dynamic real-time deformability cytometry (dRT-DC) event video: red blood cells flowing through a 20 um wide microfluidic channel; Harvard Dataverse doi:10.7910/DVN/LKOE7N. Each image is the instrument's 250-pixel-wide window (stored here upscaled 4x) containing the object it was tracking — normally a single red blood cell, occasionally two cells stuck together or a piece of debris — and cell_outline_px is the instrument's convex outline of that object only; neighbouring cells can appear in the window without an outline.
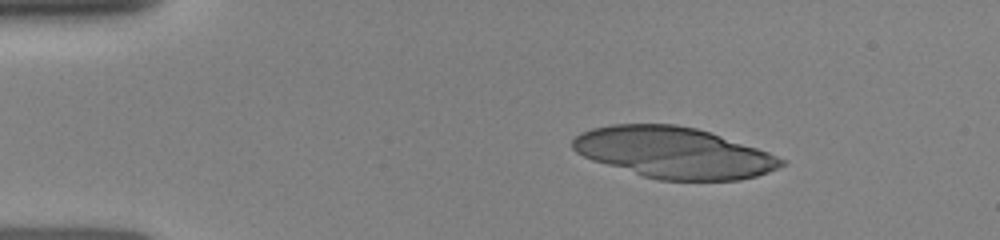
{"species": "human", "species_latin": "Homo sapiens", "temperature_condition": "room temperature", "stored_images_in_passage": 5, "camera_frame_rate_fps": 3000, "um_per_image_px": 0.085, "donor": {"sex": "female"}, "frame": {"image": 1, "passage_image": 3, "time_ms": 1.333, "image_size_px": [1000, 240], "cell_outline_px": [[788, 164], [768, 172], [756, 176], [740, 180], [656, 180], [592, 160], [576, 152], [572, 148], [572, 140], [580, 132], [592, 128], [612, 124], [676, 124], [696, 128], [768, 152], [788, 160]], "centroid_in_image_um": [57.27, 12.98], "position_along_channel_um": 27.7, "area_um2": 61.9}}